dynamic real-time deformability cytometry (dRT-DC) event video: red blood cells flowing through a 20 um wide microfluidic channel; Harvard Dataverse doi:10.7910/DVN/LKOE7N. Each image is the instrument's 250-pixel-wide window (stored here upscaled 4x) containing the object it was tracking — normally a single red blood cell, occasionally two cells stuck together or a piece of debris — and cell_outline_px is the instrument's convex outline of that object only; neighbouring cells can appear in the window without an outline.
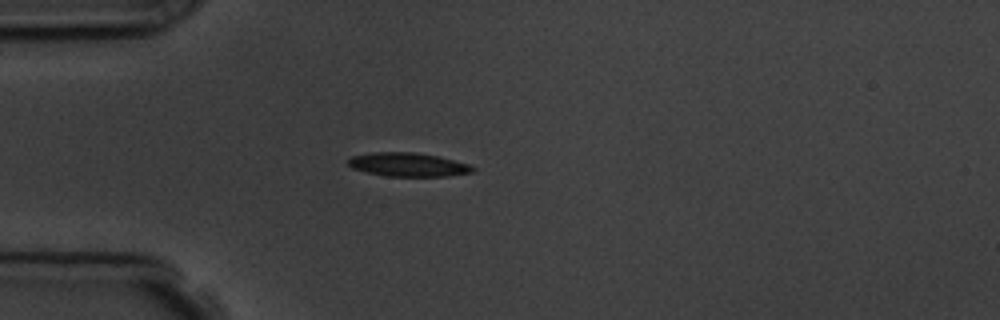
{"species": "common noctule bat (a hibernating species)", "species_latin": "Nyctalus noctula", "temperature_condition": "room temperature", "stored_images_in_passage": 1, "camera_frame_rate_fps": 3000, "um_per_image_px": 0.085, "animal": {"sex": "male", "body_mass_g": 19.5, "forearm_length_mm": 54.6}, "frame": {"image": 1, "passage_image": 1, "time_ms": 0.0, "image_size_px": [1000, 320], "cell_outline_px": [[476, 168], [472, 172], [448, 176], [388, 176], [368, 172], [352, 168], [348, 164], [348, 160], [352, 156], [372, 152], [412, 152], [436, 156], [468, 164]], "centroid_in_image_um": [34.67, 13.99], "position_along_channel_um": 50.3, "area_um2": 16.94}}